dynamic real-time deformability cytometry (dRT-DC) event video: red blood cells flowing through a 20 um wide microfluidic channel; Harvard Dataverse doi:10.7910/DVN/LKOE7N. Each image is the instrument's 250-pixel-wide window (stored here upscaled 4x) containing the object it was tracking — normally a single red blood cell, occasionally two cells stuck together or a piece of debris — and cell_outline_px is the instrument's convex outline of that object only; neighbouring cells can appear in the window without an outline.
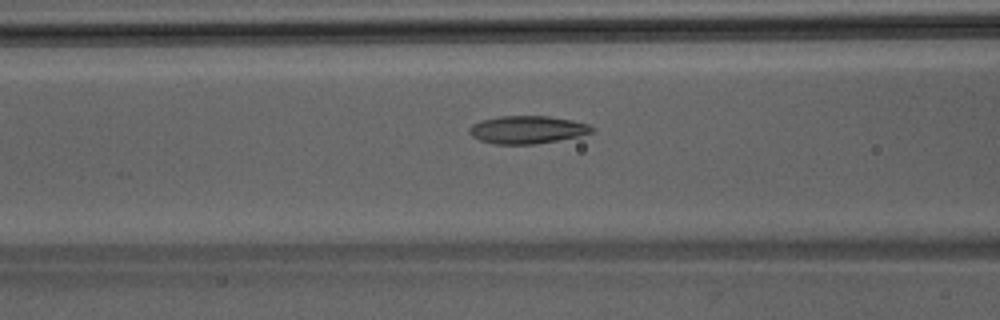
{"species": "Egyptian fruit bat (a non-hibernating species)", "species_latin": "Rousettus aegyptiacus", "temperature_condition": "room temperature", "stored_images_in_passage": 42, "camera_frame_rate_fps": 3000, "um_per_image_px": 0.085, "animal": {"sex": "male"}, "frame": {"image": 1, "passage_image": 14, "time_ms": 4.333, "image_size_px": [1000, 320], "cell_outline_px": [[596, 128], [592, 132], [580, 136], [536, 144], [496, 144], [480, 140], [472, 136], [468, 132], [468, 128], [472, 124], [480, 120], [500, 116], [548, 116], [572, 120], [588, 124]], "centroid_in_image_um": [44.81, 11.02], "position_along_channel_um": 121.8, "area_um2": 19.94}}
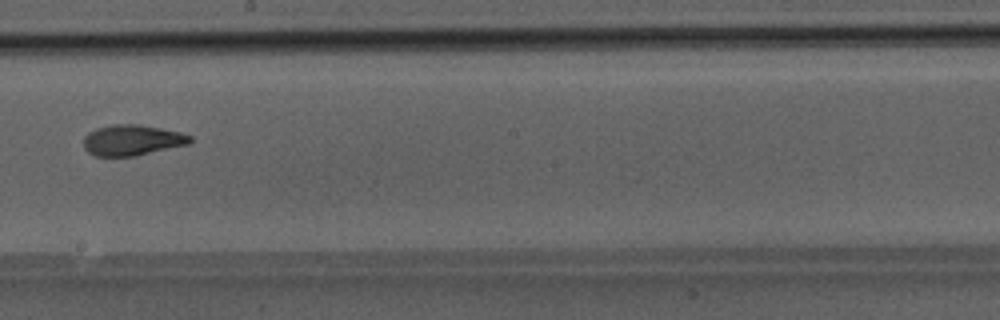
{"frame": {"image": 2, "passage_image": 22, "time_ms": 7.0, "image_size_px": [1000, 320], "cell_outline_px": [[192, 140], [188, 144], [136, 156], [96, 156], [88, 152], [84, 148], [84, 136], [88, 132], [96, 128], [112, 124], [140, 124], [180, 132], [192, 136]], "centroid_in_image_um": [11.22, 11.91], "position_along_channel_um": 237.0, "area_um2": 19.13}}
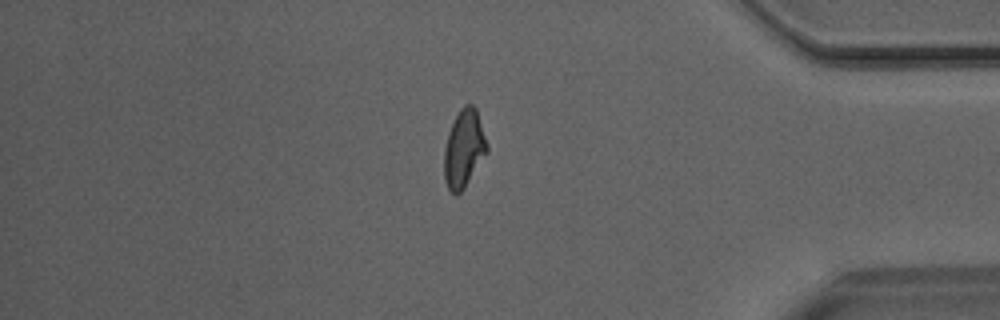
{"frame": {"image": 3, "passage_image": 35, "time_ms": 11.333, "image_size_px": [1000, 320], "cell_outline_px": [[488, 152], [464, 188], [456, 196], [448, 188], [444, 180], [444, 148], [448, 132], [460, 108], [464, 104], [472, 104], [476, 108], [488, 144]], "centroid_in_image_um": [39.43, 12.63], "position_along_channel_um": 395.8, "area_um2": 19.48}}